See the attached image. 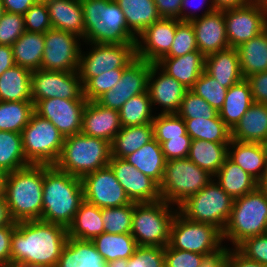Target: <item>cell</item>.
<instances>
[{"label":"cell","mask_w":267,"mask_h":267,"mask_svg":"<svg viewBox=\"0 0 267 267\" xmlns=\"http://www.w3.org/2000/svg\"><path fill=\"white\" fill-rule=\"evenodd\" d=\"M68 239L67 228L41 220L17 222L11 238V267L43 264L56 267Z\"/></svg>","instance_id":"1"},{"label":"cell","mask_w":267,"mask_h":267,"mask_svg":"<svg viewBox=\"0 0 267 267\" xmlns=\"http://www.w3.org/2000/svg\"><path fill=\"white\" fill-rule=\"evenodd\" d=\"M83 201L81 178L44 165L41 221L68 228Z\"/></svg>","instance_id":"2"},{"label":"cell","mask_w":267,"mask_h":267,"mask_svg":"<svg viewBox=\"0 0 267 267\" xmlns=\"http://www.w3.org/2000/svg\"><path fill=\"white\" fill-rule=\"evenodd\" d=\"M44 165L30 164L7 173L4 180V196L14 222L40 220Z\"/></svg>","instance_id":"3"},{"label":"cell","mask_w":267,"mask_h":267,"mask_svg":"<svg viewBox=\"0 0 267 267\" xmlns=\"http://www.w3.org/2000/svg\"><path fill=\"white\" fill-rule=\"evenodd\" d=\"M87 43H136L125 15L115 0H81Z\"/></svg>","instance_id":"4"},{"label":"cell","mask_w":267,"mask_h":267,"mask_svg":"<svg viewBox=\"0 0 267 267\" xmlns=\"http://www.w3.org/2000/svg\"><path fill=\"white\" fill-rule=\"evenodd\" d=\"M111 158V143L102 138L77 133L64 138L55 167L70 175H84L107 167Z\"/></svg>","instance_id":"5"},{"label":"cell","mask_w":267,"mask_h":267,"mask_svg":"<svg viewBox=\"0 0 267 267\" xmlns=\"http://www.w3.org/2000/svg\"><path fill=\"white\" fill-rule=\"evenodd\" d=\"M266 227L267 191L259 185L253 192L234 199L222 238L236 248L249 237L265 234Z\"/></svg>","instance_id":"6"},{"label":"cell","mask_w":267,"mask_h":267,"mask_svg":"<svg viewBox=\"0 0 267 267\" xmlns=\"http://www.w3.org/2000/svg\"><path fill=\"white\" fill-rule=\"evenodd\" d=\"M172 206V207H171ZM172 204L159 200L134 203L131 235L138 246L166 247L170 241V227L177 213ZM173 210V211H172Z\"/></svg>","instance_id":"7"},{"label":"cell","mask_w":267,"mask_h":267,"mask_svg":"<svg viewBox=\"0 0 267 267\" xmlns=\"http://www.w3.org/2000/svg\"><path fill=\"white\" fill-rule=\"evenodd\" d=\"M233 201L215 179H212L199 192L190 195L177 209L188 220L213 225L222 232L229 220Z\"/></svg>","instance_id":"8"},{"label":"cell","mask_w":267,"mask_h":267,"mask_svg":"<svg viewBox=\"0 0 267 267\" xmlns=\"http://www.w3.org/2000/svg\"><path fill=\"white\" fill-rule=\"evenodd\" d=\"M214 178L188 158L166 161L159 191L161 200L177 205L199 192Z\"/></svg>","instance_id":"9"},{"label":"cell","mask_w":267,"mask_h":267,"mask_svg":"<svg viewBox=\"0 0 267 267\" xmlns=\"http://www.w3.org/2000/svg\"><path fill=\"white\" fill-rule=\"evenodd\" d=\"M21 136L23 151L29 164L55 165L65 137L48 119L34 112Z\"/></svg>","instance_id":"10"},{"label":"cell","mask_w":267,"mask_h":267,"mask_svg":"<svg viewBox=\"0 0 267 267\" xmlns=\"http://www.w3.org/2000/svg\"><path fill=\"white\" fill-rule=\"evenodd\" d=\"M222 232L215 226L188 220L179 211L170 227L169 245L173 249L209 255L223 247Z\"/></svg>","instance_id":"11"},{"label":"cell","mask_w":267,"mask_h":267,"mask_svg":"<svg viewBox=\"0 0 267 267\" xmlns=\"http://www.w3.org/2000/svg\"><path fill=\"white\" fill-rule=\"evenodd\" d=\"M90 44L92 50L81 51L78 73L83 86L92 78L110 70L124 69L136 58L135 43ZM86 53V54H85Z\"/></svg>","instance_id":"12"},{"label":"cell","mask_w":267,"mask_h":267,"mask_svg":"<svg viewBox=\"0 0 267 267\" xmlns=\"http://www.w3.org/2000/svg\"><path fill=\"white\" fill-rule=\"evenodd\" d=\"M228 44L237 48L256 37L267 28V3L255 1L251 4L223 9Z\"/></svg>","instance_id":"13"},{"label":"cell","mask_w":267,"mask_h":267,"mask_svg":"<svg viewBox=\"0 0 267 267\" xmlns=\"http://www.w3.org/2000/svg\"><path fill=\"white\" fill-rule=\"evenodd\" d=\"M32 102L39 100L86 99L78 71L64 72L38 69L32 71Z\"/></svg>","instance_id":"14"},{"label":"cell","mask_w":267,"mask_h":267,"mask_svg":"<svg viewBox=\"0 0 267 267\" xmlns=\"http://www.w3.org/2000/svg\"><path fill=\"white\" fill-rule=\"evenodd\" d=\"M80 37L58 29L44 33L45 48L41 69L51 71H78L81 54Z\"/></svg>","instance_id":"15"},{"label":"cell","mask_w":267,"mask_h":267,"mask_svg":"<svg viewBox=\"0 0 267 267\" xmlns=\"http://www.w3.org/2000/svg\"><path fill=\"white\" fill-rule=\"evenodd\" d=\"M81 180L84 201L100 209L121 207L131 203L109 166L88 173Z\"/></svg>","instance_id":"16"},{"label":"cell","mask_w":267,"mask_h":267,"mask_svg":"<svg viewBox=\"0 0 267 267\" xmlns=\"http://www.w3.org/2000/svg\"><path fill=\"white\" fill-rule=\"evenodd\" d=\"M152 64L136 57L124 68L118 83L96 101L104 107L119 111L131 97L147 92L148 76Z\"/></svg>","instance_id":"17"},{"label":"cell","mask_w":267,"mask_h":267,"mask_svg":"<svg viewBox=\"0 0 267 267\" xmlns=\"http://www.w3.org/2000/svg\"><path fill=\"white\" fill-rule=\"evenodd\" d=\"M87 99L50 98L39 100L34 111L48 119L64 136L81 133L82 116Z\"/></svg>","instance_id":"18"},{"label":"cell","mask_w":267,"mask_h":267,"mask_svg":"<svg viewBox=\"0 0 267 267\" xmlns=\"http://www.w3.org/2000/svg\"><path fill=\"white\" fill-rule=\"evenodd\" d=\"M108 166L134 203H150L161 200L159 185L125 159L111 157Z\"/></svg>","instance_id":"19"},{"label":"cell","mask_w":267,"mask_h":267,"mask_svg":"<svg viewBox=\"0 0 267 267\" xmlns=\"http://www.w3.org/2000/svg\"><path fill=\"white\" fill-rule=\"evenodd\" d=\"M179 22V19L160 18L148 26L136 39V57L157 63L170 51Z\"/></svg>","instance_id":"20"},{"label":"cell","mask_w":267,"mask_h":267,"mask_svg":"<svg viewBox=\"0 0 267 267\" xmlns=\"http://www.w3.org/2000/svg\"><path fill=\"white\" fill-rule=\"evenodd\" d=\"M206 9L200 17L191 21L198 51L205 57L230 47L223 11L216 10L214 4H209Z\"/></svg>","instance_id":"21"},{"label":"cell","mask_w":267,"mask_h":267,"mask_svg":"<svg viewBox=\"0 0 267 267\" xmlns=\"http://www.w3.org/2000/svg\"><path fill=\"white\" fill-rule=\"evenodd\" d=\"M187 90L180 82L167 75L156 64L151 65L147 91L152 107L157 104V106L163 107L160 113H177Z\"/></svg>","instance_id":"22"},{"label":"cell","mask_w":267,"mask_h":267,"mask_svg":"<svg viewBox=\"0 0 267 267\" xmlns=\"http://www.w3.org/2000/svg\"><path fill=\"white\" fill-rule=\"evenodd\" d=\"M121 129L118 110L104 107L97 101H87L82 116V134L112 143Z\"/></svg>","instance_id":"23"},{"label":"cell","mask_w":267,"mask_h":267,"mask_svg":"<svg viewBox=\"0 0 267 267\" xmlns=\"http://www.w3.org/2000/svg\"><path fill=\"white\" fill-rule=\"evenodd\" d=\"M228 158L261 184L267 174V145L231 139Z\"/></svg>","instance_id":"24"},{"label":"cell","mask_w":267,"mask_h":267,"mask_svg":"<svg viewBox=\"0 0 267 267\" xmlns=\"http://www.w3.org/2000/svg\"><path fill=\"white\" fill-rule=\"evenodd\" d=\"M155 64L190 90L204 71L205 56L197 50L180 57H163Z\"/></svg>","instance_id":"25"},{"label":"cell","mask_w":267,"mask_h":267,"mask_svg":"<svg viewBox=\"0 0 267 267\" xmlns=\"http://www.w3.org/2000/svg\"><path fill=\"white\" fill-rule=\"evenodd\" d=\"M204 70L227 89L244 79L238 52L232 47L206 56Z\"/></svg>","instance_id":"26"},{"label":"cell","mask_w":267,"mask_h":267,"mask_svg":"<svg viewBox=\"0 0 267 267\" xmlns=\"http://www.w3.org/2000/svg\"><path fill=\"white\" fill-rule=\"evenodd\" d=\"M46 5L53 29L70 32L83 39L85 26L81 0H49Z\"/></svg>","instance_id":"27"},{"label":"cell","mask_w":267,"mask_h":267,"mask_svg":"<svg viewBox=\"0 0 267 267\" xmlns=\"http://www.w3.org/2000/svg\"><path fill=\"white\" fill-rule=\"evenodd\" d=\"M231 139L267 145V104L254 102L231 130Z\"/></svg>","instance_id":"28"},{"label":"cell","mask_w":267,"mask_h":267,"mask_svg":"<svg viewBox=\"0 0 267 267\" xmlns=\"http://www.w3.org/2000/svg\"><path fill=\"white\" fill-rule=\"evenodd\" d=\"M56 267H106V262L92 241L68 237Z\"/></svg>","instance_id":"29"},{"label":"cell","mask_w":267,"mask_h":267,"mask_svg":"<svg viewBox=\"0 0 267 267\" xmlns=\"http://www.w3.org/2000/svg\"><path fill=\"white\" fill-rule=\"evenodd\" d=\"M253 103L249 82L243 79L227 89L225 101L218 115L232 130Z\"/></svg>","instance_id":"30"},{"label":"cell","mask_w":267,"mask_h":267,"mask_svg":"<svg viewBox=\"0 0 267 267\" xmlns=\"http://www.w3.org/2000/svg\"><path fill=\"white\" fill-rule=\"evenodd\" d=\"M214 178L233 199L253 192L260 185L251 175L229 158L225 160Z\"/></svg>","instance_id":"31"},{"label":"cell","mask_w":267,"mask_h":267,"mask_svg":"<svg viewBox=\"0 0 267 267\" xmlns=\"http://www.w3.org/2000/svg\"><path fill=\"white\" fill-rule=\"evenodd\" d=\"M124 159L158 185L161 183L167 160L163 155L161 144L155 138Z\"/></svg>","instance_id":"32"},{"label":"cell","mask_w":267,"mask_h":267,"mask_svg":"<svg viewBox=\"0 0 267 267\" xmlns=\"http://www.w3.org/2000/svg\"><path fill=\"white\" fill-rule=\"evenodd\" d=\"M32 71L14 65L0 76V101H32Z\"/></svg>","instance_id":"33"},{"label":"cell","mask_w":267,"mask_h":267,"mask_svg":"<svg viewBox=\"0 0 267 267\" xmlns=\"http://www.w3.org/2000/svg\"><path fill=\"white\" fill-rule=\"evenodd\" d=\"M244 79L267 71V28L236 48Z\"/></svg>","instance_id":"34"},{"label":"cell","mask_w":267,"mask_h":267,"mask_svg":"<svg viewBox=\"0 0 267 267\" xmlns=\"http://www.w3.org/2000/svg\"><path fill=\"white\" fill-rule=\"evenodd\" d=\"M68 237L92 241L104 233L102 209L83 201L77 210L72 224L67 228Z\"/></svg>","instance_id":"35"},{"label":"cell","mask_w":267,"mask_h":267,"mask_svg":"<svg viewBox=\"0 0 267 267\" xmlns=\"http://www.w3.org/2000/svg\"><path fill=\"white\" fill-rule=\"evenodd\" d=\"M122 9L128 29L138 37L161 17L154 0H115Z\"/></svg>","instance_id":"36"},{"label":"cell","mask_w":267,"mask_h":267,"mask_svg":"<svg viewBox=\"0 0 267 267\" xmlns=\"http://www.w3.org/2000/svg\"><path fill=\"white\" fill-rule=\"evenodd\" d=\"M229 143L191 140L188 159L211 175H215L228 158Z\"/></svg>","instance_id":"37"},{"label":"cell","mask_w":267,"mask_h":267,"mask_svg":"<svg viewBox=\"0 0 267 267\" xmlns=\"http://www.w3.org/2000/svg\"><path fill=\"white\" fill-rule=\"evenodd\" d=\"M11 47L15 65L30 71L41 69L45 48L44 34L25 31Z\"/></svg>","instance_id":"38"},{"label":"cell","mask_w":267,"mask_h":267,"mask_svg":"<svg viewBox=\"0 0 267 267\" xmlns=\"http://www.w3.org/2000/svg\"><path fill=\"white\" fill-rule=\"evenodd\" d=\"M154 139L153 124L122 127L111 143V157L124 159Z\"/></svg>","instance_id":"39"},{"label":"cell","mask_w":267,"mask_h":267,"mask_svg":"<svg viewBox=\"0 0 267 267\" xmlns=\"http://www.w3.org/2000/svg\"><path fill=\"white\" fill-rule=\"evenodd\" d=\"M106 263L116 259H128L136 251L138 244L130 233H102L92 240Z\"/></svg>","instance_id":"40"},{"label":"cell","mask_w":267,"mask_h":267,"mask_svg":"<svg viewBox=\"0 0 267 267\" xmlns=\"http://www.w3.org/2000/svg\"><path fill=\"white\" fill-rule=\"evenodd\" d=\"M186 132L192 140H205L215 143H229L231 130L221 120L219 115L212 119H184Z\"/></svg>","instance_id":"41"},{"label":"cell","mask_w":267,"mask_h":267,"mask_svg":"<svg viewBox=\"0 0 267 267\" xmlns=\"http://www.w3.org/2000/svg\"><path fill=\"white\" fill-rule=\"evenodd\" d=\"M29 165L21 133L0 131V170L7 174Z\"/></svg>","instance_id":"42"},{"label":"cell","mask_w":267,"mask_h":267,"mask_svg":"<svg viewBox=\"0 0 267 267\" xmlns=\"http://www.w3.org/2000/svg\"><path fill=\"white\" fill-rule=\"evenodd\" d=\"M34 112L32 101H0V131L21 133Z\"/></svg>","instance_id":"43"},{"label":"cell","mask_w":267,"mask_h":267,"mask_svg":"<svg viewBox=\"0 0 267 267\" xmlns=\"http://www.w3.org/2000/svg\"><path fill=\"white\" fill-rule=\"evenodd\" d=\"M152 104L148 91L131 97L118 111L122 127L152 123Z\"/></svg>","instance_id":"44"},{"label":"cell","mask_w":267,"mask_h":267,"mask_svg":"<svg viewBox=\"0 0 267 267\" xmlns=\"http://www.w3.org/2000/svg\"><path fill=\"white\" fill-rule=\"evenodd\" d=\"M133 216V202L121 207L102 209V220L106 233H131Z\"/></svg>","instance_id":"45"},{"label":"cell","mask_w":267,"mask_h":267,"mask_svg":"<svg viewBox=\"0 0 267 267\" xmlns=\"http://www.w3.org/2000/svg\"><path fill=\"white\" fill-rule=\"evenodd\" d=\"M190 90L203 98L217 112L222 108L227 94V88L221 86V83L217 82L205 70Z\"/></svg>","instance_id":"46"},{"label":"cell","mask_w":267,"mask_h":267,"mask_svg":"<svg viewBox=\"0 0 267 267\" xmlns=\"http://www.w3.org/2000/svg\"><path fill=\"white\" fill-rule=\"evenodd\" d=\"M154 128V138L162 144L170 138L185 135L186 125L182 117L177 113L155 115L152 121Z\"/></svg>","instance_id":"47"},{"label":"cell","mask_w":267,"mask_h":267,"mask_svg":"<svg viewBox=\"0 0 267 267\" xmlns=\"http://www.w3.org/2000/svg\"><path fill=\"white\" fill-rule=\"evenodd\" d=\"M177 114L183 119L205 118L208 120L215 118L218 112L203 98L187 90Z\"/></svg>","instance_id":"48"},{"label":"cell","mask_w":267,"mask_h":267,"mask_svg":"<svg viewBox=\"0 0 267 267\" xmlns=\"http://www.w3.org/2000/svg\"><path fill=\"white\" fill-rule=\"evenodd\" d=\"M198 50L191 22L180 21L176 26L175 38L170 51L164 57H180Z\"/></svg>","instance_id":"49"},{"label":"cell","mask_w":267,"mask_h":267,"mask_svg":"<svg viewBox=\"0 0 267 267\" xmlns=\"http://www.w3.org/2000/svg\"><path fill=\"white\" fill-rule=\"evenodd\" d=\"M124 69H114L92 77L84 87L87 101H96L105 92L111 90L121 79Z\"/></svg>","instance_id":"50"},{"label":"cell","mask_w":267,"mask_h":267,"mask_svg":"<svg viewBox=\"0 0 267 267\" xmlns=\"http://www.w3.org/2000/svg\"><path fill=\"white\" fill-rule=\"evenodd\" d=\"M165 247L138 246L127 259V267H165Z\"/></svg>","instance_id":"51"},{"label":"cell","mask_w":267,"mask_h":267,"mask_svg":"<svg viewBox=\"0 0 267 267\" xmlns=\"http://www.w3.org/2000/svg\"><path fill=\"white\" fill-rule=\"evenodd\" d=\"M25 32L22 14L4 12L0 19V45L12 46Z\"/></svg>","instance_id":"52"},{"label":"cell","mask_w":267,"mask_h":267,"mask_svg":"<svg viewBox=\"0 0 267 267\" xmlns=\"http://www.w3.org/2000/svg\"><path fill=\"white\" fill-rule=\"evenodd\" d=\"M23 16L25 31L44 34L52 29L46 3H35Z\"/></svg>","instance_id":"53"},{"label":"cell","mask_w":267,"mask_h":267,"mask_svg":"<svg viewBox=\"0 0 267 267\" xmlns=\"http://www.w3.org/2000/svg\"><path fill=\"white\" fill-rule=\"evenodd\" d=\"M236 249L247 259L267 265V235L262 234L245 239Z\"/></svg>","instance_id":"54"},{"label":"cell","mask_w":267,"mask_h":267,"mask_svg":"<svg viewBox=\"0 0 267 267\" xmlns=\"http://www.w3.org/2000/svg\"><path fill=\"white\" fill-rule=\"evenodd\" d=\"M205 255L186 250L173 249L169 244L165 247V267H199Z\"/></svg>","instance_id":"55"},{"label":"cell","mask_w":267,"mask_h":267,"mask_svg":"<svg viewBox=\"0 0 267 267\" xmlns=\"http://www.w3.org/2000/svg\"><path fill=\"white\" fill-rule=\"evenodd\" d=\"M191 137L186 133L180 137L170 138L161 144L163 155L167 161L188 158Z\"/></svg>","instance_id":"56"},{"label":"cell","mask_w":267,"mask_h":267,"mask_svg":"<svg viewBox=\"0 0 267 267\" xmlns=\"http://www.w3.org/2000/svg\"><path fill=\"white\" fill-rule=\"evenodd\" d=\"M16 222L0 228V267H11V238Z\"/></svg>","instance_id":"57"},{"label":"cell","mask_w":267,"mask_h":267,"mask_svg":"<svg viewBox=\"0 0 267 267\" xmlns=\"http://www.w3.org/2000/svg\"><path fill=\"white\" fill-rule=\"evenodd\" d=\"M249 82L254 102L267 104V71L246 78Z\"/></svg>","instance_id":"58"},{"label":"cell","mask_w":267,"mask_h":267,"mask_svg":"<svg viewBox=\"0 0 267 267\" xmlns=\"http://www.w3.org/2000/svg\"><path fill=\"white\" fill-rule=\"evenodd\" d=\"M161 18H173L180 20L182 0H154Z\"/></svg>","instance_id":"59"},{"label":"cell","mask_w":267,"mask_h":267,"mask_svg":"<svg viewBox=\"0 0 267 267\" xmlns=\"http://www.w3.org/2000/svg\"><path fill=\"white\" fill-rule=\"evenodd\" d=\"M229 248L225 245L216 252L205 255L199 267H227Z\"/></svg>","instance_id":"60"},{"label":"cell","mask_w":267,"mask_h":267,"mask_svg":"<svg viewBox=\"0 0 267 267\" xmlns=\"http://www.w3.org/2000/svg\"><path fill=\"white\" fill-rule=\"evenodd\" d=\"M227 267H267V265L247 259L236 248H229Z\"/></svg>","instance_id":"61"},{"label":"cell","mask_w":267,"mask_h":267,"mask_svg":"<svg viewBox=\"0 0 267 267\" xmlns=\"http://www.w3.org/2000/svg\"><path fill=\"white\" fill-rule=\"evenodd\" d=\"M4 12L24 15L34 5L35 0H2Z\"/></svg>","instance_id":"62"},{"label":"cell","mask_w":267,"mask_h":267,"mask_svg":"<svg viewBox=\"0 0 267 267\" xmlns=\"http://www.w3.org/2000/svg\"><path fill=\"white\" fill-rule=\"evenodd\" d=\"M15 65L11 46L0 45V76Z\"/></svg>","instance_id":"63"},{"label":"cell","mask_w":267,"mask_h":267,"mask_svg":"<svg viewBox=\"0 0 267 267\" xmlns=\"http://www.w3.org/2000/svg\"><path fill=\"white\" fill-rule=\"evenodd\" d=\"M192 1L191 0H182L181 9H180V21L191 22V21H193L199 17L197 14H195L196 12H194V11H192V13H190V11L188 13L185 11L186 9H188L187 7L190 5V2H192ZM205 1H208V2H210V4H213L212 0H202L200 2L202 3V5H204V4H207ZM197 4L199 5V3H197ZM198 5L193 6L194 9H201L202 5L201 6L200 5L198 6ZM198 7H200V8H198Z\"/></svg>","instance_id":"64"},{"label":"cell","mask_w":267,"mask_h":267,"mask_svg":"<svg viewBox=\"0 0 267 267\" xmlns=\"http://www.w3.org/2000/svg\"><path fill=\"white\" fill-rule=\"evenodd\" d=\"M216 10L242 7L256 0H212Z\"/></svg>","instance_id":"65"},{"label":"cell","mask_w":267,"mask_h":267,"mask_svg":"<svg viewBox=\"0 0 267 267\" xmlns=\"http://www.w3.org/2000/svg\"><path fill=\"white\" fill-rule=\"evenodd\" d=\"M4 195H0V228L13 223Z\"/></svg>","instance_id":"66"},{"label":"cell","mask_w":267,"mask_h":267,"mask_svg":"<svg viewBox=\"0 0 267 267\" xmlns=\"http://www.w3.org/2000/svg\"><path fill=\"white\" fill-rule=\"evenodd\" d=\"M106 267H127V259H116L106 263Z\"/></svg>","instance_id":"67"},{"label":"cell","mask_w":267,"mask_h":267,"mask_svg":"<svg viewBox=\"0 0 267 267\" xmlns=\"http://www.w3.org/2000/svg\"><path fill=\"white\" fill-rule=\"evenodd\" d=\"M5 173L0 170V195H4V180H5Z\"/></svg>","instance_id":"68"},{"label":"cell","mask_w":267,"mask_h":267,"mask_svg":"<svg viewBox=\"0 0 267 267\" xmlns=\"http://www.w3.org/2000/svg\"><path fill=\"white\" fill-rule=\"evenodd\" d=\"M12 267H49L43 264H19V265H14Z\"/></svg>","instance_id":"69"},{"label":"cell","mask_w":267,"mask_h":267,"mask_svg":"<svg viewBox=\"0 0 267 267\" xmlns=\"http://www.w3.org/2000/svg\"><path fill=\"white\" fill-rule=\"evenodd\" d=\"M260 185L267 191V174L264 181Z\"/></svg>","instance_id":"70"},{"label":"cell","mask_w":267,"mask_h":267,"mask_svg":"<svg viewBox=\"0 0 267 267\" xmlns=\"http://www.w3.org/2000/svg\"><path fill=\"white\" fill-rule=\"evenodd\" d=\"M3 13H4L3 3H2V0H0V19L3 15Z\"/></svg>","instance_id":"71"},{"label":"cell","mask_w":267,"mask_h":267,"mask_svg":"<svg viewBox=\"0 0 267 267\" xmlns=\"http://www.w3.org/2000/svg\"><path fill=\"white\" fill-rule=\"evenodd\" d=\"M49 0H35L36 3H47Z\"/></svg>","instance_id":"72"},{"label":"cell","mask_w":267,"mask_h":267,"mask_svg":"<svg viewBox=\"0 0 267 267\" xmlns=\"http://www.w3.org/2000/svg\"><path fill=\"white\" fill-rule=\"evenodd\" d=\"M256 1H260V2H266V3H267V0H256Z\"/></svg>","instance_id":"73"}]
</instances>
